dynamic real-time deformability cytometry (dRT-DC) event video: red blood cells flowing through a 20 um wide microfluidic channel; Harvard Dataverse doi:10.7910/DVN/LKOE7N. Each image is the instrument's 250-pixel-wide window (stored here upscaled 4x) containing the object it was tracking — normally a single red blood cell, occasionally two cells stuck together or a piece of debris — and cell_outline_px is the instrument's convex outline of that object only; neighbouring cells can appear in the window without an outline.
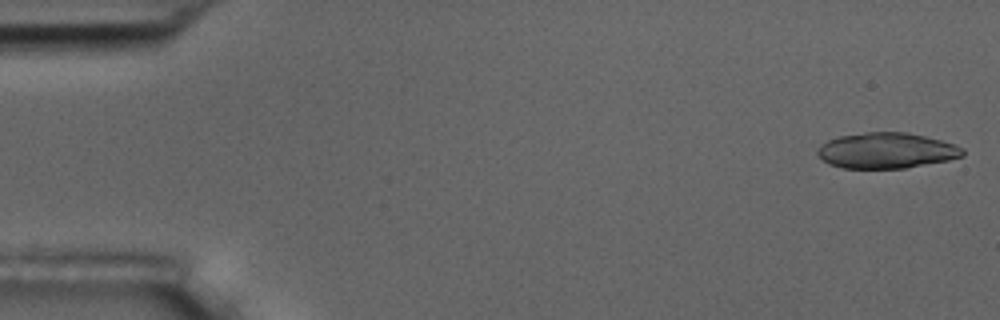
{"species": "common noctule bat (a hibernating species)", "species_latin": "Nyctalus noctula", "temperature_condition": "room temperature", "stored_images_in_passage": 4, "camera_frame_rate_fps": 3000, "um_per_image_px": 0.085, "animal": {"sex": "male", "body_mass_g": 17.5, "forearm_length_mm": 52.3}, "frame": {"image": 1, "passage_image": 1, "time_ms": 0.0, "image_size_px": [1000, 320], "cell_outline_px": [[964, 156], [948, 160], [904, 168], [844, 168], [828, 164], [816, 152], [820, 144], [828, 140], [840, 136], [864, 132], [908, 132], [940, 140], [964, 148]], "centroid_in_image_um": [75.34, 12.79], "position_along_channel_um": 9.7, "area_um2": 30.06}}